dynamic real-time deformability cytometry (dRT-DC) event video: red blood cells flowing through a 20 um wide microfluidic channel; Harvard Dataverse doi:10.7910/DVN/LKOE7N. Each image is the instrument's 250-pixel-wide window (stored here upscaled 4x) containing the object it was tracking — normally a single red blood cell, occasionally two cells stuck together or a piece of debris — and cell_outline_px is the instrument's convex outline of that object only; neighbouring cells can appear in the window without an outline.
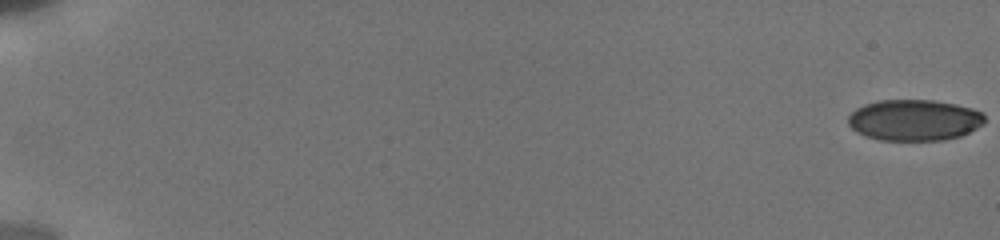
{"species": "human", "species_latin": "Homo sapiens", "temperature_condition": "cold", "stored_images_in_passage": 38, "camera_frame_rate_fps": 3000, "um_per_image_px": 0.085, "donor": {"sex": "male"}, "frame": {"image": 1, "passage_image": 1, "time_ms": 0.0, "image_size_px": [1000, 240], "cell_outline_px": [[984, 124], [960, 136], [944, 140], [880, 140], [864, 136], [856, 132], [848, 124], [848, 116], [856, 108], [864, 104], [880, 100], [932, 100], [956, 104], [972, 108], [984, 112]], "centroid_in_image_um": [77.71, 10.2], "position_along_channel_um": 7.3, "area_um2": 32.89}}
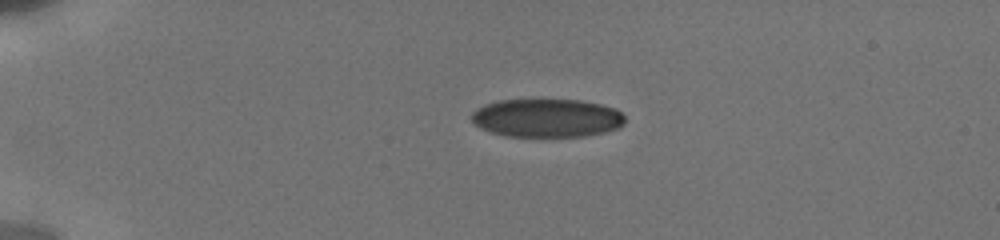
{"frame": {"image": 2, "passage_image": 26, "time_ms": 4.667, "image_size_px": [1000, 240], "cell_outline_px": [[624, 124], [620, 128], [604, 132], [584, 136], [508, 136], [492, 132], [480, 128], [472, 120], [472, 112], [476, 108], [484, 104], [500, 100], [580, 100], [600, 104], [616, 108], [624, 116]], "centroid_in_image_um": [46.5, 10.02], "position_along_channel_um": 38.5, "area_um2": 34.28}}